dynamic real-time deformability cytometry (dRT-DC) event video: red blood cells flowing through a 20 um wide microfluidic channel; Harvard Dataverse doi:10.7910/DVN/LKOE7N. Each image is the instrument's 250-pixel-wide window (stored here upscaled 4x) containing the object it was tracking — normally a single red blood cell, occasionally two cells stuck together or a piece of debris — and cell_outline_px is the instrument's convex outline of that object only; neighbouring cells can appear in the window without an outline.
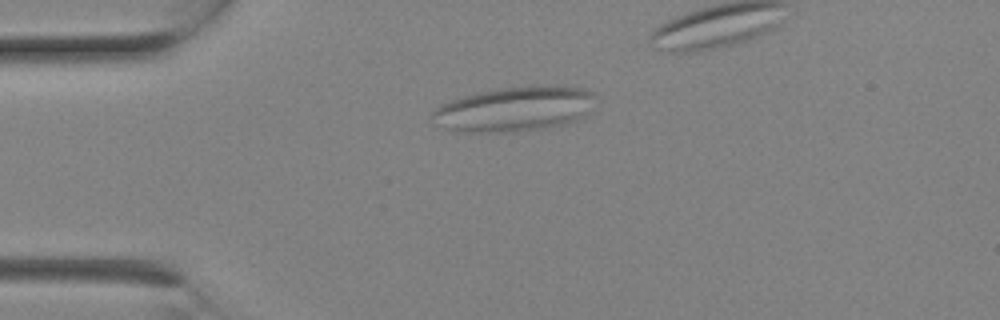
{"species": "Egyptian fruit bat (a non-hibernating species)", "species_latin": "Rousettus aegyptiacus", "temperature_condition": "room temperature", "stored_images_in_passage": 3, "camera_frame_rate_fps": 3000, "um_per_image_px": 0.085, "animal": {"sex": "female"}, "frame": {"image": 1, "passage_image": 2, "time_ms": 0.333, "image_size_px": [1000, 320], "cell_outline_px": [[596, 96], [588, 112], [584, 116], [576, 120], [564, 124], [548, 128], [516, 132], [452, 132], [444, 128], [432, 116], [432, 112], [440, 104], [464, 96], [480, 92], [500, 88], [548, 84], [564, 84], [584, 88], [596, 92]], "centroid_in_image_um": [43.81, 9.25], "position_along_channel_um": 41.2, "area_um2": 43.23}}